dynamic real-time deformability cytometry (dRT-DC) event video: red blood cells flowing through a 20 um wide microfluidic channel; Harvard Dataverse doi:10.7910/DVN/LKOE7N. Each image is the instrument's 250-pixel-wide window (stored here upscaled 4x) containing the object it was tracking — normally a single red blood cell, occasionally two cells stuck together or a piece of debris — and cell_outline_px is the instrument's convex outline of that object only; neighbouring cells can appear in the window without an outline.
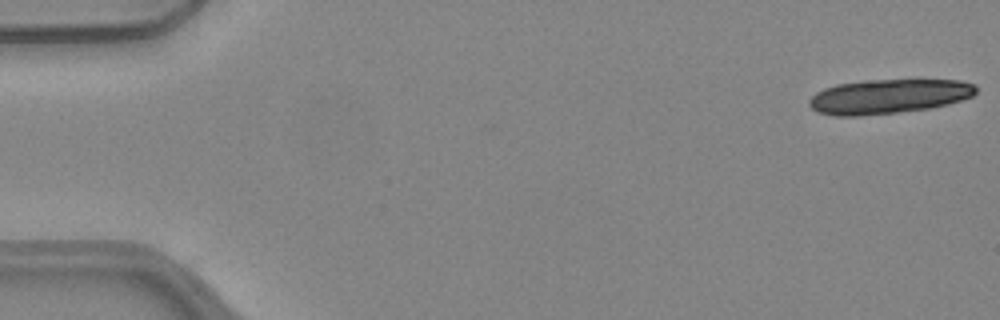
{"species": "common noctule bat (a hibernating species)", "species_latin": "Nyctalus noctula", "temperature_condition": "warm", "stored_images_in_passage": 8, "camera_frame_rate_fps": 3000, "um_per_image_px": 0.085, "animal": {"sex": "female", "body_mass_g": 24.6, "forearm_length_mm": 56.2}, "frame": {"image": 1, "passage_image": 1, "time_ms": 0.0, "image_size_px": [1000, 320], "cell_outline_px": [[976, 92], [972, 96], [948, 104], [928, 108], [896, 112], [860, 116], [836, 116], [816, 112], [808, 104], [808, 100], [816, 92], [824, 88], [836, 84], [864, 80], [916, 76], [960, 80], [976, 84]], "centroid_in_image_um": [75.57, 8.13], "position_along_channel_um": 9.4, "area_um2": 34.91}}